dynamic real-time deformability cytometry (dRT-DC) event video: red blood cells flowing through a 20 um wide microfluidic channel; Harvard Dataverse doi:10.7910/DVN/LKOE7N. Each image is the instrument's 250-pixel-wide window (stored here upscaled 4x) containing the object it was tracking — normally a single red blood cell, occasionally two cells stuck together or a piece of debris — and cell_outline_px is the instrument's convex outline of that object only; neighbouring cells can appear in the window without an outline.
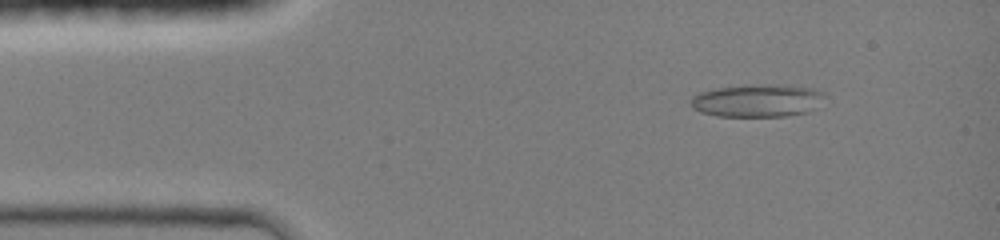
{"species": "common noctule bat (a hibernating species)", "species_latin": "Nyctalus noctula", "temperature_condition": "room temperature", "stored_images_in_passage": 13, "camera_frame_rate_fps": 3000, "um_per_image_px": 0.085, "animal": {"sex": "female", "body_mass_g": 19.0, "forearm_length_mm": 51.5}, "frame": {"image": 1, "passage_image": 3, "time_ms": 1.333, "image_size_px": [1000, 240], "cell_outline_px": [[828, 92], [808, 112], [784, 116], [716, 116], [700, 112], [692, 108], [692, 96], [700, 92], [716, 88], [748, 84], [784, 84], [812, 88]], "centroid_in_image_um": [64.36, 8.53], "position_along_channel_um": 20.6, "area_um2": 25.66}}
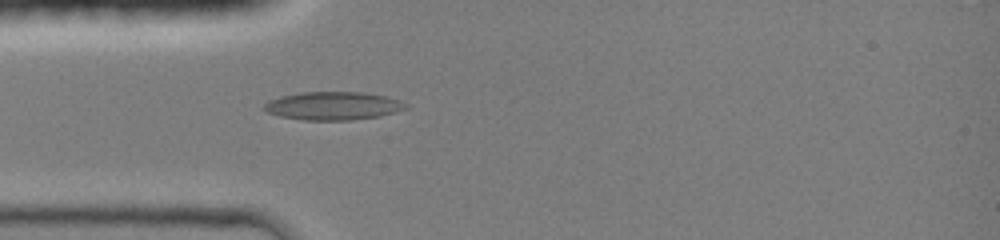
{"frame": {"image": 2, "passage_image": 11, "time_ms": 3.667, "image_size_px": [1000, 240], "cell_outline_px": [[408, 108], [396, 112], [380, 116], [352, 120], [304, 120], [280, 116], [268, 112], [264, 108], [264, 104], [268, 100], [280, 96], [300, 92], [360, 92], [384, 96], [400, 100], [408, 104]], "centroid_in_image_um": [28.32, 9.0], "position_along_channel_um": 56.7, "area_um2": 23.29}}
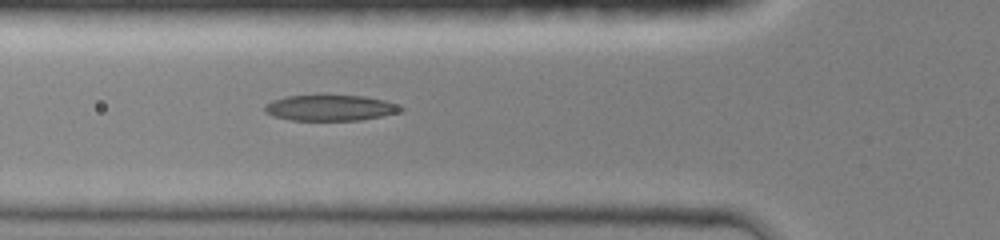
{"frame": {"image": 3, "passage_image": 13, "time_ms": 4.667, "image_size_px": [1000, 240], "cell_outline_px": [[404, 112], [360, 120], [292, 120], [272, 116], [264, 112], [264, 104], [272, 100], [288, 96], [324, 92], [364, 96], [384, 100], [396, 104], [404, 108]], "centroid_in_image_um": [28.05, 9.12], "position_along_channel_um": 97.7, "area_um2": 21.5}}